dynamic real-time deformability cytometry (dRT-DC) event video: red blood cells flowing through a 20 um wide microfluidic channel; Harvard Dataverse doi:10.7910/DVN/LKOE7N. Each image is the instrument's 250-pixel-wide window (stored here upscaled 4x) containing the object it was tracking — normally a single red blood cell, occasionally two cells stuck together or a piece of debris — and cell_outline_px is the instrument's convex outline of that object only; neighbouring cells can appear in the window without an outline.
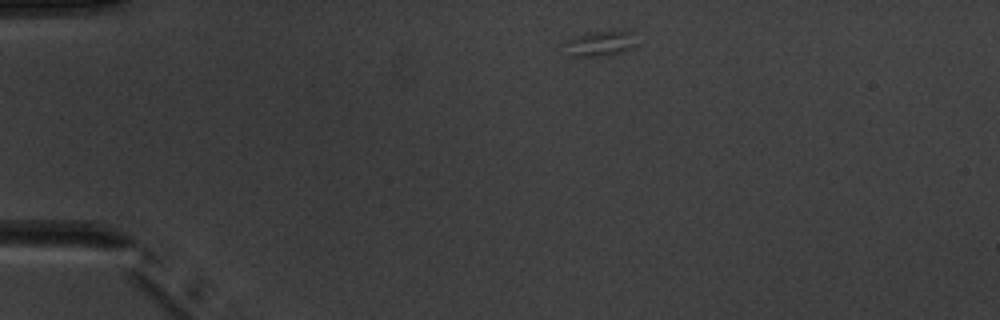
{"species": "common noctule bat (a hibernating species)", "species_latin": "Nyctalus noctula", "temperature_condition": "warm", "stored_images_in_passage": 4, "camera_frame_rate_fps": 3000, "um_per_image_px": 0.085, "animal": {"sex": "male", "body_mass_g": 20.1, "forearm_length_mm": 53.5}, "frame": {"image": 1, "passage_image": 1, "time_ms": 0.0, "image_size_px": [1000, 320], "cell_outline_px": [[636, 44], [612, 56], [564, 56], [564, 40], [596, 32], [632, 32]], "centroid_in_image_um": [50.9, 3.75], "position_along_channel_um": 34.1, "area_um2": 10.35}}